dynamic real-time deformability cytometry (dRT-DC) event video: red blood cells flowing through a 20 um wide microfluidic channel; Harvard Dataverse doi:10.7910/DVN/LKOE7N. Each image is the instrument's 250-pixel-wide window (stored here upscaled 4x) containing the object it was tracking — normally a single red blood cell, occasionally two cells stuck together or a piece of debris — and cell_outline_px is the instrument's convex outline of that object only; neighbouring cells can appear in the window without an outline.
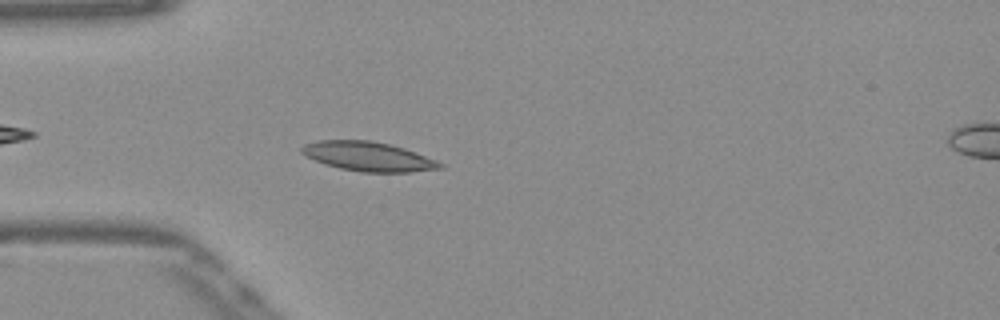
{"species": "Egyptian fruit bat (a non-hibernating species)", "species_latin": "Rousettus aegyptiacus", "temperature_condition": "warm", "stored_images_in_passage": 51, "camera_frame_rate_fps": 3000, "um_per_image_px": 0.085, "frame": {"image": 1, "passage_image": 14, "time_ms": 4.333, "image_size_px": [1000, 320], "cell_outline_px": [[444, 168], [412, 172], [360, 172], [340, 168], [324, 164], [300, 152], [300, 148], [304, 144], [320, 140], [372, 140], [404, 148], [436, 160], [444, 164]], "centroid_in_image_um": [31.31, 13.3], "position_along_channel_um": 53.7, "area_um2": 23.58}}
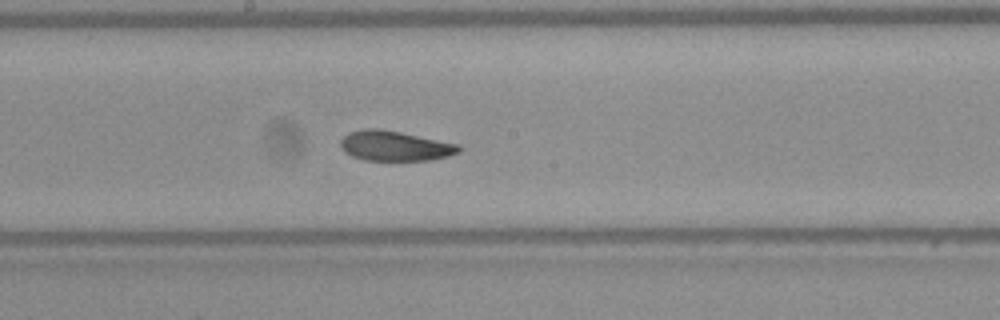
{"frame": {"image": 2, "passage_image": 27, "time_ms": 8.667, "image_size_px": [1000, 320], "cell_outline_px": [[460, 152], [448, 156], [432, 160], [364, 160], [352, 156], [340, 144], [340, 140], [348, 132], [364, 128], [376, 128], [400, 132], [460, 144]], "centroid_in_image_um": [33.59, 12.39], "position_along_channel_um": 214.6, "area_um2": 20.58}}
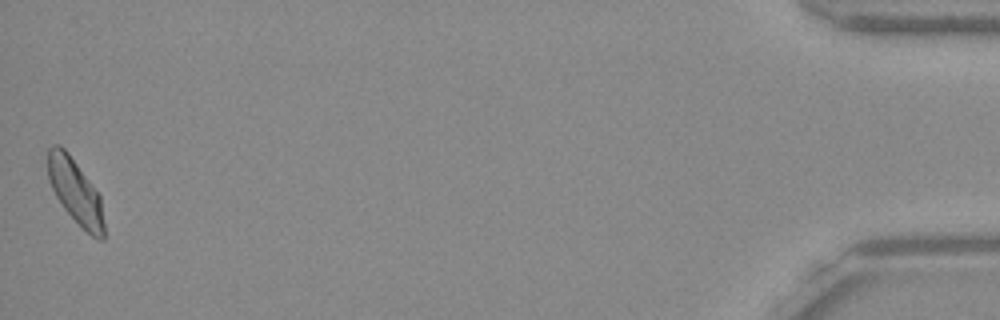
{"frame": {"image": 3, "passage_image": 51, "time_ms": 16.667, "image_size_px": [1000, 320], "cell_outline_px": [[104, 240], [100, 240], [92, 236], [64, 208], [56, 196], [48, 180], [48, 148], [52, 144], [60, 144], [68, 152], [100, 196], [104, 224]], "centroid_in_image_um": [6.39, 16.24], "position_along_channel_um": 428.8, "area_um2": 20.75}, "authors_computed_cell_mechanics": {"area_um2": 21.2126, "velocity_mm_per_s": 3.8665, "shape_relaxation_time_tau1_ms": 4.363, "shape_relaxation_time_tau2_ms": 2.5948, "deformation_change_tau1": 0.1182, "deformation_change_tau2": 0.0847}}